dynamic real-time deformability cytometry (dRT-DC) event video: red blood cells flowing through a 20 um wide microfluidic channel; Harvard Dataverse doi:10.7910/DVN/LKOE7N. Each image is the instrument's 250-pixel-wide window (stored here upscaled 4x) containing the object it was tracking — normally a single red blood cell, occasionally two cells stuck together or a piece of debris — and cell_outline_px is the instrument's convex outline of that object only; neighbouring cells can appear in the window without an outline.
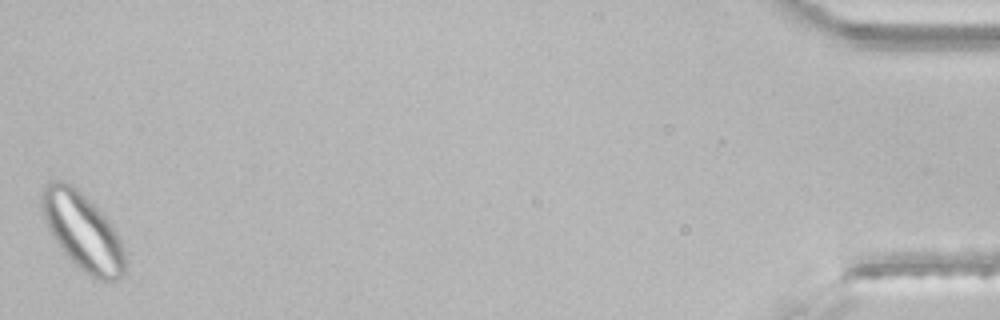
{"species": "common noctule bat (a hibernating species)", "species_latin": "Nyctalus noctula", "temperature_condition": "room temperature", "stored_images_in_passage": 31, "segment_of_instrument_passage": [2, 2], "camera_frame_rate_fps": 3000, "um_per_image_px": 0.085, "animal": {"sex": "male", "body_mass_g": 21.5, "forearm_length_mm": 52.0}, "frame": {"image": 1, "passage_image": 31, "time_ms": 10.0, "image_size_px": [1000, 320], "cell_outline_px": [[124, 272], [120, 280], [96, 280], [80, 268], [64, 252], [48, 228], [44, 220], [40, 204], [40, 196], [48, 180], [60, 180], [72, 184], [116, 228], [124, 252]], "centroid_in_image_um": [7.01, 19.66], "position_along_channel_um": 428.2, "area_um2": 36.99}}